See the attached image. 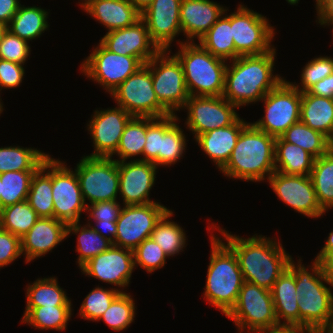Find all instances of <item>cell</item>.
I'll use <instances>...</instances> for the list:
<instances>
[{
	"label": "cell",
	"instance_id": "1",
	"mask_svg": "<svg viewBox=\"0 0 333 333\" xmlns=\"http://www.w3.org/2000/svg\"><path fill=\"white\" fill-rule=\"evenodd\" d=\"M224 237L222 240L234 251L245 282L272 290L279 276L288 268L292 256L285 251L280 240L254 234L244 238L221 228L216 223L207 226Z\"/></svg>",
	"mask_w": 333,
	"mask_h": 333
},
{
	"label": "cell",
	"instance_id": "2",
	"mask_svg": "<svg viewBox=\"0 0 333 333\" xmlns=\"http://www.w3.org/2000/svg\"><path fill=\"white\" fill-rule=\"evenodd\" d=\"M276 51L274 47L261 55L239 56L229 61L222 96L238 108L261 101L284 80L279 74L274 75Z\"/></svg>",
	"mask_w": 333,
	"mask_h": 333
},
{
	"label": "cell",
	"instance_id": "3",
	"mask_svg": "<svg viewBox=\"0 0 333 333\" xmlns=\"http://www.w3.org/2000/svg\"><path fill=\"white\" fill-rule=\"evenodd\" d=\"M301 261L292 259L288 266L296 276L300 326L316 333H333V283L317 260L311 261L310 268Z\"/></svg>",
	"mask_w": 333,
	"mask_h": 333
},
{
	"label": "cell",
	"instance_id": "4",
	"mask_svg": "<svg viewBox=\"0 0 333 333\" xmlns=\"http://www.w3.org/2000/svg\"><path fill=\"white\" fill-rule=\"evenodd\" d=\"M275 139L248 122L241 130L232 154L220 172L229 178L246 182L268 180L276 171Z\"/></svg>",
	"mask_w": 333,
	"mask_h": 333
},
{
	"label": "cell",
	"instance_id": "5",
	"mask_svg": "<svg viewBox=\"0 0 333 333\" xmlns=\"http://www.w3.org/2000/svg\"><path fill=\"white\" fill-rule=\"evenodd\" d=\"M210 234L211 254L203 295L210 306L226 315L245 281L234 251L213 231Z\"/></svg>",
	"mask_w": 333,
	"mask_h": 333
},
{
	"label": "cell",
	"instance_id": "6",
	"mask_svg": "<svg viewBox=\"0 0 333 333\" xmlns=\"http://www.w3.org/2000/svg\"><path fill=\"white\" fill-rule=\"evenodd\" d=\"M176 40L174 55L182 65L190 96H222L228 61L213 56L199 43Z\"/></svg>",
	"mask_w": 333,
	"mask_h": 333
},
{
	"label": "cell",
	"instance_id": "7",
	"mask_svg": "<svg viewBox=\"0 0 333 333\" xmlns=\"http://www.w3.org/2000/svg\"><path fill=\"white\" fill-rule=\"evenodd\" d=\"M234 322L238 333H257L279 326L271 291L244 282L237 301L225 315Z\"/></svg>",
	"mask_w": 333,
	"mask_h": 333
},
{
	"label": "cell",
	"instance_id": "8",
	"mask_svg": "<svg viewBox=\"0 0 333 333\" xmlns=\"http://www.w3.org/2000/svg\"><path fill=\"white\" fill-rule=\"evenodd\" d=\"M170 50H160L146 65L152 75L154 92L159 103L171 114L183 110L189 98L183 68Z\"/></svg>",
	"mask_w": 333,
	"mask_h": 333
},
{
	"label": "cell",
	"instance_id": "9",
	"mask_svg": "<svg viewBox=\"0 0 333 333\" xmlns=\"http://www.w3.org/2000/svg\"><path fill=\"white\" fill-rule=\"evenodd\" d=\"M235 59L239 56L261 55L271 51L275 28L264 15L239 4L231 13ZM273 40V41H272ZM272 44V45H271Z\"/></svg>",
	"mask_w": 333,
	"mask_h": 333
},
{
	"label": "cell",
	"instance_id": "10",
	"mask_svg": "<svg viewBox=\"0 0 333 333\" xmlns=\"http://www.w3.org/2000/svg\"><path fill=\"white\" fill-rule=\"evenodd\" d=\"M74 170L86 205L118 199L119 171L114 157L83 156Z\"/></svg>",
	"mask_w": 333,
	"mask_h": 333
},
{
	"label": "cell",
	"instance_id": "11",
	"mask_svg": "<svg viewBox=\"0 0 333 333\" xmlns=\"http://www.w3.org/2000/svg\"><path fill=\"white\" fill-rule=\"evenodd\" d=\"M110 96L117 106L133 117L162 118L171 115L156 97L151 71L146 64L115 88Z\"/></svg>",
	"mask_w": 333,
	"mask_h": 333
},
{
	"label": "cell",
	"instance_id": "12",
	"mask_svg": "<svg viewBox=\"0 0 333 333\" xmlns=\"http://www.w3.org/2000/svg\"><path fill=\"white\" fill-rule=\"evenodd\" d=\"M302 92L286 78L261 100L264 115L252 124L275 138L280 137L294 123L300 121Z\"/></svg>",
	"mask_w": 333,
	"mask_h": 333
},
{
	"label": "cell",
	"instance_id": "13",
	"mask_svg": "<svg viewBox=\"0 0 333 333\" xmlns=\"http://www.w3.org/2000/svg\"><path fill=\"white\" fill-rule=\"evenodd\" d=\"M80 65L81 73L110 94L144 63L137 57L113 53L99 42Z\"/></svg>",
	"mask_w": 333,
	"mask_h": 333
},
{
	"label": "cell",
	"instance_id": "14",
	"mask_svg": "<svg viewBox=\"0 0 333 333\" xmlns=\"http://www.w3.org/2000/svg\"><path fill=\"white\" fill-rule=\"evenodd\" d=\"M169 209L160 202L144 205H123L116 221L113 245L134 250L150 238L156 223Z\"/></svg>",
	"mask_w": 333,
	"mask_h": 333
},
{
	"label": "cell",
	"instance_id": "15",
	"mask_svg": "<svg viewBox=\"0 0 333 333\" xmlns=\"http://www.w3.org/2000/svg\"><path fill=\"white\" fill-rule=\"evenodd\" d=\"M236 109L239 108L223 96H189L183 108L187 112L185 128L196 139L210 130L232 125L240 116Z\"/></svg>",
	"mask_w": 333,
	"mask_h": 333
},
{
	"label": "cell",
	"instance_id": "16",
	"mask_svg": "<svg viewBox=\"0 0 333 333\" xmlns=\"http://www.w3.org/2000/svg\"><path fill=\"white\" fill-rule=\"evenodd\" d=\"M65 163L52 158V197L54 218L69 224L80 222L87 205L75 170L68 168Z\"/></svg>",
	"mask_w": 333,
	"mask_h": 333
},
{
	"label": "cell",
	"instance_id": "17",
	"mask_svg": "<svg viewBox=\"0 0 333 333\" xmlns=\"http://www.w3.org/2000/svg\"><path fill=\"white\" fill-rule=\"evenodd\" d=\"M267 182L283 204L294 211L314 219L325 215L317 201L310 176L286 175L275 171Z\"/></svg>",
	"mask_w": 333,
	"mask_h": 333
},
{
	"label": "cell",
	"instance_id": "18",
	"mask_svg": "<svg viewBox=\"0 0 333 333\" xmlns=\"http://www.w3.org/2000/svg\"><path fill=\"white\" fill-rule=\"evenodd\" d=\"M85 276L118 286L121 293L129 286L134 272L133 250L112 245L107 251L91 258L79 268ZM119 288H122L119 289Z\"/></svg>",
	"mask_w": 333,
	"mask_h": 333
},
{
	"label": "cell",
	"instance_id": "19",
	"mask_svg": "<svg viewBox=\"0 0 333 333\" xmlns=\"http://www.w3.org/2000/svg\"><path fill=\"white\" fill-rule=\"evenodd\" d=\"M132 118V115L119 106L100 111L96 109L87 124L94 151L86 156L111 157L116 152L121 135Z\"/></svg>",
	"mask_w": 333,
	"mask_h": 333
},
{
	"label": "cell",
	"instance_id": "20",
	"mask_svg": "<svg viewBox=\"0 0 333 333\" xmlns=\"http://www.w3.org/2000/svg\"><path fill=\"white\" fill-rule=\"evenodd\" d=\"M158 167L146 161L118 162L119 200L123 205H144L157 202L151 200L150 190L156 181Z\"/></svg>",
	"mask_w": 333,
	"mask_h": 333
},
{
	"label": "cell",
	"instance_id": "21",
	"mask_svg": "<svg viewBox=\"0 0 333 333\" xmlns=\"http://www.w3.org/2000/svg\"><path fill=\"white\" fill-rule=\"evenodd\" d=\"M182 0H153L141 12L151 40L160 50H170L175 37L182 33L180 5Z\"/></svg>",
	"mask_w": 333,
	"mask_h": 333
},
{
	"label": "cell",
	"instance_id": "22",
	"mask_svg": "<svg viewBox=\"0 0 333 333\" xmlns=\"http://www.w3.org/2000/svg\"><path fill=\"white\" fill-rule=\"evenodd\" d=\"M99 42L113 53L137 57L144 64L160 51L142 18L128 27L106 32Z\"/></svg>",
	"mask_w": 333,
	"mask_h": 333
},
{
	"label": "cell",
	"instance_id": "23",
	"mask_svg": "<svg viewBox=\"0 0 333 333\" xmlns=\"http://www.w3.org/2000/svg\"><path fill=\"white\" fill-rule=\"evenodd\" d=\"M67 239V224L55 218L40 217L21 238L25 263L44 257Z\"/></svg>",
	"mask_w": 333,
	"mask_h": 333
},
{
	"label": "cell",
	"instance_id": "24",
	"mask_svg": "<svg viewBox=\"0 0 333 333\" xmlns=\"http://www.w3.org/2000/svg\"><path fill=\"white\" fill-rule=\"evenodd\" d=\"M226 8L210 0H182L179 13L185 42L199 40L223 15Z\"/></svg>",
	"mask_w": 333,
	"mask_h": 333
},
{
	"label": "cell",
	"instance_id": "25",
	"mask_svg": "<svg viewBox=\"0 0 333 333\" xmlns=\"http://www.w3.org/2000/svg\"><path fill=\"white\" fill-rule=\"evenodd\" d=\"M247 124L243 118L239 117L232 125L205 132L195 141L220 171L228 162L241 130Z\"/></svg>",
	"mask_w": 333,
	"mask_h": 333
},
{
	"label": "cell",
	"instance_id": "26",
	"mask_svg": "<svg viewBox=\"0 0 333 333\" xmlns=\"http://www.w3.org/2000/svg\"><path fill=\"white\" fill-rule=\"evenodd\" d=\"M81 9L108 32L128 27L141 18V13L129 0H90Z\"/></svg>",
	"mask_w": 333,
	"mask_h": 333
},
{
	"label": "cell",
	"instance_id": "27",
	"mask_svg": "<svg viewBox=\"0 0 333 333\" xmlns=\"http://www.w3.org/2000/svg\"><path fill=\"white\" fill-rule=\"evenodd\" d=\"M271 293L278 324L300 326L296 276L289 268L279 276Z\"/></svg>",
	"mask_w": 333,
	"mask_h": 333
},
{
	"label": "cell",
	"instance_id": "28",
	"mask_svg": "<svg viewBox=\"0 0 333 333\" xmlns=\"http://www.w3.org/2000/svg\"><path fill=\"white\" fill-rule=\"evenodd\" d=\"M27 202L39 217L54 218L52 197V157L49 155L34 173Z\"/></svg>",
	"mask_w": 333,
	"mask_h": 333
},
{
	"label": "cell",
	"instance_id": "29",
	"mask_svg": "<svg viewBox=\"0 0 333 333\" xmlns=\"http://www.w3.org/2000/svg\"><path fill=\"white\" fill-rule=\"evenodd\" d=\"M315 157L300 146L275 139V170L286 175L310 176Z\"/></svg>",
	"mask_w": 333,
	"mask_h": 333
},
{
	"label": "cell",
	"instance_id": "30",
	"mask_svg": "<svg viewBox=\"0 0 333 333\" xmlns=\"http://www.w3.org/2000/svg\"><path fill=\"white\" fill-rule=\"evenodd\" d=\"M300 121L329 137L333 127V99L302 92Z\"/></svg>",
	"mask_w": 333,
	"mask_h": 333
},
{
	"label": "cell",
	"instance_id": "31",
	"mask_svg": "<svg viewBox=\"0 0 333 333\" xmlns=\"http://www.w3.org/2000/svg\"><path fill=\"white\" fill-rule=\"evenodd\" d=\"M226 8L223 15L199 39L198 43L213 56L226 61L235 59V45L231 28V13Z\"/></svg>",
	"mask_w": 333,
	"mask_h": 333
},
{
	"label": "cell",
	"instance_id": "32",
	"mask_svg": "<svg viewBox=\"0 0 333 333\" xmlns=\"http://www.w3.org/2000/svg\"><path fill=\"white\" fill-rule=\"evenodd\" d=\"M49 13L41 7L20 5L17 13L7 25L8 31L21 39L32 42L49 29L50 25L47 20Z\"/></svg>",
	"mask_w": 333,
	"mask_h": 333
},
{
	"label": "cell",
	"instance_id": "33",
	"mask_svg": "<svg viewBox=\"0 0 333 333\" xmlns=\"http://www.w3.org/2000/svg\"><path fill=\"white\" fill-rule=\"evenodd\" d=\"M177 115L162 117V145L159 152V167H170L183 158L187 149L184 130L179 126ZM186 148V149H185Z\"/></svg>",
	"mask_w": 333,
	"mask_h": 333
},
{
	"label": "cell",
	"instance_id": "34",
	"mask_svg": "<svg viewBox=\"0 0 333 333\" xmlns=\"http://www.w3.org/2000/svg\"><path fill=\"white\" fill-rule=\"evenodd\" d=\"M55 276L37 278L26 286V307L72 306L71 298L59 286Z\"/></svg>",
	"mask_w": 333,
	"mask_h": 333
},
{
	"label": "cell",
	"instance_id": "35",
	"mask_svg": "<svg viewBox=\"0 0 333 333\" xmlns=\"http://www.w3.org/2000/svg\"><path fill=\"white\" fill-rule=\"evenodd\" d=\"M72 306L26 307L20 323L38 330L64 331L73 315Z\"/></svg>",
	"mask_w": 333,
	"mask_h": 333
},
{
	"label": "cell",
	"instance_id": "36",
	"mask_svg": "<svg viewBox=\"0 0 333 333\" xmlns=\"http://www.w3.org/2000/svg\"><path fill=\"white\" fill-rule=\"evenodd\" d=\"M70 234H76L78 237L75 251L79 253L76 261L79 268L91 258L107 251L113 245L110 240L96 232L90 224L81 226L80 222L69 223L67 224V237Z\"/></svg>",
	"mask_w": 333,
	"mask_h": 333
},
{
	"label": "cell",
	"instance_id": "37",
	"mask_svg": "<svg viewBox=\"0 0 333 333\" xmlns=\"http://www.w3.org/2000/svg\"><path fill=\"white\" fill-rule=\"evenodd\" d=\"M49 156L33 147H0V174L9 171H37Z\"/></svg>",
	"mask_w": 333,
	"mask_h": 333
},
{
	"label": "cell",
	"instance_id": "38",
	"mask_svg": "<svg viewBox=\"0 0 333 333\" xmlns=\"http://www.w3.org/2000/svg\"><path fill=\"white\" fill-rule=\"evenodd\" d=\"M173 213L169 209L156 223L150 236L169 258L183 252V249L188 245L184 229L177 222L171 220V217L174 216Z\"/></svg>",
	"mask_w": 333,
	"mask_h": 333
},
{
	"label": "cell",
	"instance_id": "39",
	"mask_svg": "<svg viewBox=\"0 0 333 333\" xmlns=\"http://www.w3.org/2000/svg\"><path fill=\"white\" fill-rule=\"evenodd\" d=\"M310 178L322 210L333 209V149L315 158Z\"/></svg>",
	"mask_w": 333,
	"mask_h": 333
},
{
	"label": "cell",
	"instance_id": "40",
	"mask_svg": "<svg viewBox=\"0 0 333 333\" xmlns=\"http://www.w3.org/2000/svg\"><path fill=\"white\" fill-rule=\"evenodd\" d=\"M280 137L288 143L300 146L315 158L321 157L331 149L327 136L308 127L302 121L294 123Z\"/></svg>",
	"mask_w": 333,
	"mask_h": 333
},
{
	"label": "cell",
	"instance_id": "41",
	"mask_svg": "<svg viewBox=\"0 0 333 333\" xmlns=\"http://www.w3.org/2000/svg\"><path fill=\"white\" fill-rule=\"evenodd\" d=\"M146 140V117H133L126 125L119 146L116 152L111 156H117L119 159H114L117 162L121 161H136L137 156H143V149ZM131 157L133 159H131Z\"/></svg>",
	"mask_w": 333,
	"mask_h": 333
},
{
	"label": "cell",
	"instance_id": "42",
	"mask_svg": "<svg viewBox=\"0 0 333 333\" xmlns=\"http://www.w3.org/2000/svg\"><path fill=\"white\" fill-rule=\"evenodd\" d=\"M120 205V202L113 200L96 202L87 205L86 208V212L89 213L87 224L112 243L116 236V221L123 208V205ZM91 219L95 222L94 225L89 222Z\"/></svg>",
	"mask_w": 333,
	"mask_h": 333
},
{
	"label": "cell",
	"instance_id": "43",
	"mask_svg": "<svg viewBox=\"0 0 333 333\" xmlns=\"http://www.w3.org/2000/svg\"><path fill=\"white\" fill-rule=\"evenodd\" d=\"M39 218L27 200L0 209V227L20 238Z\"/></svg>",
	"mask_w": 333,
	"mask_h": 333
},
{
	"label": "cell",
	"instance_id": "44",
	"mask_svg": "<svg viewBox=\"0 0 333 333\" xmlns=\"http://www.w3.org/2000/svg\"><path fill=\"white\" fill-rule=\"evenodd\" d=\"M36 171H9L0 174L1 209L27 200L31 180Z\"/></svg>",
	"mask_w": 333,
	"mask_h": 333
},
{
	"label": "cell",
	"instance_id": "45",
	"mask_svg": "<svg viewBox=\"0 0 333 333\" xmlns=\"http://www.w3.org/2000/svg\"><path fill=\"white\" fill-rule=\"evenodd\" d=\"M135 308L137 309L135 300L130 293H120L97 322L101 320L112 330L123 331L133 323L136 316Z\"/></svg>",
	"mask_w": 333,
	"mask_h": 333
},
{
	"label": "cell",
	"instance_id": "46",
	"mask_svg": "<svg viewBox=\"0 0 333 333\" xmlns=\"http://www.w3.org/2000/svg\"><path fill=\"white\" fill-rule=\"evenodd\" d=\"M120 293L116 287L103 288L99 285L94 287L83 300L78 315L82 319L97 322Z\"/></svg>",
	"mask_w": 333,
	"mask_h": 333
},
{
	"label": "cell",
	"instance_id": "47",
	"mask_svg": "<svg viewBox=\"0 0 333 333\" xmlns=\"http://www.w3.org/2000/svg\"><path fill=\"white\" fill-rule=\"evenodd\" d=\"M333 73V57L321 56L308 61L301 71L300 85L290 82L300 92L307 91L311 86Z\"/></svg>",
	"mask_w": 333,
	"mask_h": 333
},
{
	"label": "cell",
	"instance_id": "48",
	"mask_svg": "<svg viewBox=\"0 0 333 333\" xmlns=\"http://www.w3.org/2000/svg\"><path fill=\"white\" fill-rule=\"evenodd\" d=\"M134 267L140 266L146 272L152 273L161 269L169 258L162 248L151 238L145 239L134 250Z\"/></svg>",
	"mask_w": 333,
	"mask_h": 333
},
{
	"label": "cell",
	"instance_id": "49",
	"mask_svg": "<svg viewBox=\"0 0 333 333\" xmlns=\"http://www.w3.org/2000/svg\"><path fill=\"white\" fill-rule=\"evenodd\" d=\"M162 145V118L146 117V140L143 157L136 161L152 162L159 167V152Z\"/></svg>",
	"mask_w": 333,
	"mask_h": 333
},
{
	"label": "cell",
	"instance_id": "50",
	"mask_svg": "<svg viewBox=\"0 0 333 333\" xmlns=\"http://www.w3.org/2000/svg\"><path fill=\"white\" fill-rule=\"evenodd\" d=\"M31 51L28 41L6 31L0 44V59L24 65Z\"/></svg>",
	"mask_w": 333,
	"mask_h": 333
},
{
	"label": "cell",
	"instance_id": "51",
	"mask_svg": "<svg viewBox=\"0 0 333 333\" xmlns=\"http://www.w3.org/2000/svg\"><path fill=\"white\" fill-rule=\"evenodd\" d=\"M21 255V238L0 227V269L7 267Z\"/></svg>",
	"mask_w": 333,
	"mask_h": 333
},
{
	"label": "cell",
	"instance_id": "52",
	"mask_svg": "<svg viewBox=\"0 0 333 333\" xmlns=\"http://www.w3.org/2000/svg\"><path fill=\"white\" fill-rule=\"evenodd\" d=\"M24 76V65L0 59V92L4 89L17 88Z\"/></svg>",
	"mask_w": 333,
	"mask_h": 333
},
{
	"label": "cell",
	"instance_id": "53",
	"mask_svg": "<svg viewBox=\"0 0 333 333\" xmlns=\"http://www.w3.org/2000/svg\"><path fill=\"white\" fill-rule=\"evenodd\" d=\"M309 94L333 99V73L311 86Z\"/></svg>",
	"mask_w": 333,
	"mask_h": 333
},
{
	"label": "cell",
	"instance_id": "54",
	"mask_svg": "<svg viewBox=\"0 0 333 333\" xmlns=\"http://www.w3.org/2000/svg\"><path fill=\"white\" fill-rule=\"evenodd\" d=\"M20 2V0H0V22L8 25L17 13Z\"/></svg>",
	"mask_w": 333,
	"mask_h": 333
},
{
	"label": "cell",
	"instance_id": "55",
	"mask_svg": "<svg viewBox=\"0 0 333 333\" xmlns=\"http://www.w3.org/2000/svg\"><path fill=\"white\" fill-rule=\"evenodd\" d=\"M315 260L322 265L324 273L333 283V248H322Z\"/></svg>",
	"mask_w": 333,
	"mask_h": 333
},
{
	"label": "cell",
	"instance_id": "56",
	"mask_svg": "<svg viewBox=\"0 0 333 333\" xmlns=\"http://www.w3.org/2000/svg\"><path fill=\"white\" fill-rule=\"evenodd\" d=\"M317 24L321 26H332V33H333V4H324L317 10ZM333 35V34H332ZM333 37V36H332Z\"/></svg>",
	"mask_w": 333,
	"mask_h": 333
},
{
	"label": "cell",
	"instance_id": "57",
	"mask_svg": "<svg viewBox=\"0 0 333 333\" xmlns=\"http://www.w3.org/2000/svg\"><path fill=\"white\" fill-rule=\"evenodd\" d=\"M257 333H316L310 328L302 326L279 325L270 329L262 330Z\"/></svg>",
	"mask_w": 333,
	"mask_h": 333
},
{
	"label": "cell",
	"instance_id": "58",
	"mask_svg": "<svg viewBox=\"0 0 333 333\" xmlns=\"http://www.w3.org/2000/svg\"><path fill=\"white\" fill-rule=\"evenodd\" d=\"M132 5L141 13L146 7H148L153 0H129Z\"/></svg>",
	"mask_w": 333,
	"mask_h": 333
},
{
	"label": "cell",
	"instance_id": "59",
	"mask_svg": "<svg viewBox=\"0 0 333 333\" xmlns=\"http://www.w3.org/2000/svg\"><path fill=\"white\" fill-rule=\"evenodd\" d=\"M322 248H333V230L329 233V236L325 240V244Z\"/></svg>",
	"mask_w": 333,
	"mask_h": 333
},
{
	"label": "cell",
	"instance_id": "60",
	"mask_svg": "<svg viewBox=\"0 0 333 333\" xmlns=\"http://www.w3.org/2000/svg\"><path fill=\"white\" fill-rule=\"evenodd\" d=\"M7 30H8L7 25L0 22V44H1V41L3 40V37H4Z\"/></svg>",
	"mask_w": 333,
	"mask_h": 333
},
{
	"label": "cell",
	"instance_id": "61",
	"mask_svg": "<svg viewBox=\"0 0 333 333\" xmlns=\"http://www.w3.org/2000/svg\"><path fill=\"white\" fill-rule=\"evenodd\" d=\"M329 0H315L316 2V5H315V8H316V11L322 7L325 3H327Z\"/></svg>",
	"mask_w": 333,
	"mask_h": 333
},
{
	"label": "cell",
	"instance_id": "62",
	"mask_svg": "<svg viewBox=\"0 0 333 333\" xmlns=\"http://www.w3.org/2000/svg\"><path fill=\"white\" fill-rule=\"evenodd\" d=\"M328 141H329V145H330L331 149H333V127H332V131L330 133V136L328 137Z\"/></svg>",
	"mask_w": 333,
	"mask_h": 333
},
{
	"label": "cell",
	"instance_id": "63",
	"mask_svg": "<svg viewBox=\"0 0 333 333\" xmlns=\"http://www.w3.org/2000/svg\"><path fill=\"white\" fill-rule=\"evenodd\" d=\"M79 1H81V2H79V5L81 6V8L82 7H84L90 0H79Z\"/></svg>",
	"mask_w": 333,
	"mask_h": 333
},
{
	"label": "cell",
	"instance_id": "64",
	"mask_svg": "<svg viewBox=\"0 0 333 333\" xmlns=\"http://www.w3.org/2000/svg\"><path fill=\"white\" fill-rule=\"evenodd\" d=\"M3 110H4V108H3V102H2V98H0V116H1V113L3 112Z\"/></svg>",
	"mask_w": 333,
	"mask_h": 333
},
{
	"label": "cell",
	"instance_id": "65",
	"mask_svg": "<svg viewBox=\"0 0 333 333\" xmlns=\"http://www.w3.org/2000/svg\"><path fill=\"white\" fill-rule=\"evenodd\" d=\"M0 194H1V179H0ZM0 209H1V199H0Z\"/></svg>",
	"mask_w": 333,
	"mask_h": 333
},
{
	"label": "cell",
	"instance_id": "66",
	"mask_svg": "<svg viewBox=\"0 0 333 333\" xmlns=\"http://www.w3.org/2000/svg\"><path fill=\"white\" fill-rule=\"evenodd\" d=\"M325 4H333V0H329L327 3Z\"/></svg>",
	"mask_w": 333,
	"mask_h": 333
}]
</instances>
